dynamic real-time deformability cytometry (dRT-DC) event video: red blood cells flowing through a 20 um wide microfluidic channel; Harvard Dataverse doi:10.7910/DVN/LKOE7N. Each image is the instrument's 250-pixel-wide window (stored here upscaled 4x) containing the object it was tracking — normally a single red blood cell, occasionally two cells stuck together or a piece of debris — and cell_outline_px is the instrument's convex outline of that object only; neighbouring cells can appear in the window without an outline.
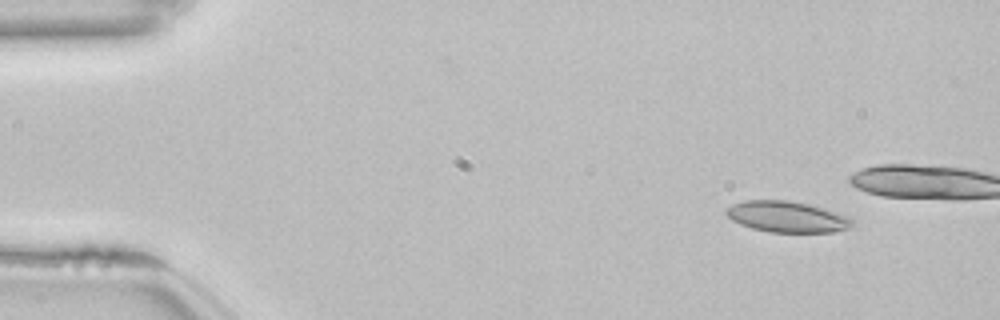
{"species": "common noctule bat (a hibernating species)", "species_latin": "Nyctalus noctula", "temperature_condition": "room temperature", "stored_images_in_passage": 17, "camera_frame_rate_fps": 3000, "um_per_image_px": 0.085, "animal": {"sex": "female", "body_mass_g": 22.7, "forearm_length_mm": 54.2}, "frame": {"image": 1, "passage_image": 6, "time_ms": 1.667, "image_size_px": [1000, 320], "cell_outline_px": [[856, 224], [848, 228], [832, 232], [768, 232], [752, 228], [740, 224], [732, 220], [724, 212], [732, 204], [744, 200], [788, 200], [808, 204], [844, 216], [852, 220]], "centroid_in_image_um": [66.84, 18.43], "position_along_channel_um": 18.2, "area_um2": 22.48}}